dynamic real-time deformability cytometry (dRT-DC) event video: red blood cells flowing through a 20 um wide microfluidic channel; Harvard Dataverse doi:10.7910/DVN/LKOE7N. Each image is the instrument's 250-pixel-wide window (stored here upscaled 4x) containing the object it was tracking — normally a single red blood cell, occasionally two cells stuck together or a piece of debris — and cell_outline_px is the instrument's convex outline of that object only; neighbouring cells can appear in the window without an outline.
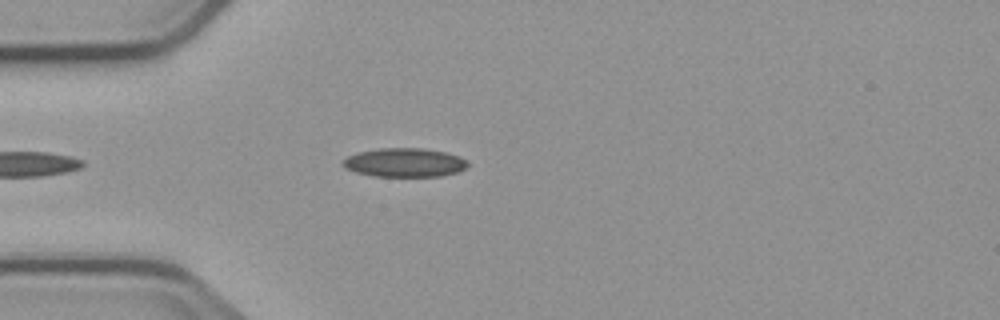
{"species": "common noctule bat (a hibernating species)", "species_latin": "Nyctalus noctula", "temperature_condition": "cold", "stored_images_in_passage": 4, "camera_frame_rate_fps": 3000, "um_per_image_px": 0.085, "animal": {"sex": "male", "body_mass_g": 23.1, "forearm_length_mm": 52.7}, "frame": {"image": 1, "passage_image": 3, "time_ms": 3.333, "image_size_px": [1000, 320], "cell_outline_px": [[468, 164], [464, 168], [456, 172], [440, 176], [376, 176], [356, 172], [344, 168], [340, 164], [348, 156], [356, 152], [380, 148], [424, 148], [444, 152], [460, 156], [468, 160]], "centroid_in_image_um": [34.36, 13.81], "position_along_channel_um": 50.6, "area_um2": 20.98}}